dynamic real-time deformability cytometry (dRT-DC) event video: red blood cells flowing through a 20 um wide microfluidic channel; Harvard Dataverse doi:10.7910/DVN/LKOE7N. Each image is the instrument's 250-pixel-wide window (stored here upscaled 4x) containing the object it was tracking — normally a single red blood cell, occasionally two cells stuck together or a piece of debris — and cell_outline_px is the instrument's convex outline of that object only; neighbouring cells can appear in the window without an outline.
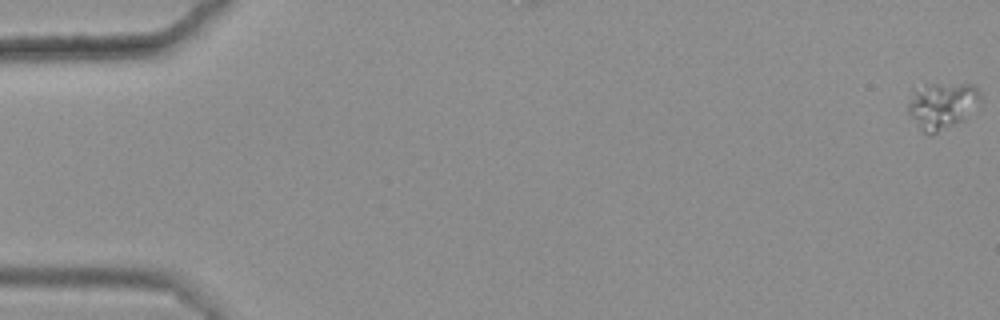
{"species": "common noctule bat (a hibernating species)", "species_latin": "Nyctalus noctula", "temperature_condition": "warm", "stored_images_in_passage": 53, "camera_frame_rate_fps": 3000, "um_per_image_px": 0.085, "animal": {"sex": "female", "body_mass_g": 25.1}, "frame": {"image": 1, "passage_image": 1, "time_ms": 0.0, "image_size_px": [1000, 320], "cell_outline_px": [[980, 100], [964, 120], [936, 132], [924, 132], [920, 128], [908, 112], [908, 104], [912, 88], [932, 84], [972, 84], [980, 92]], "centroid_in_image_um": [80.06, 8.93], "position_along_channel_um": 4.9, "area_um2": 19.25}}
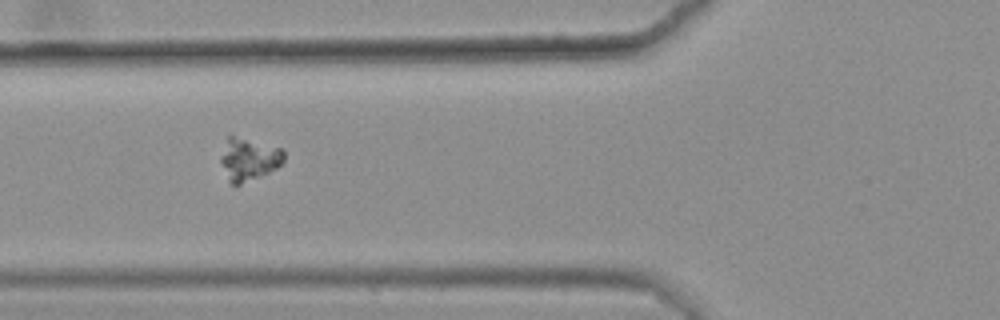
{"frame": {"image": 2, "passage_image": 23, "time_ms": 7.333, "image_size_px": [1000, 320], "cell_outline_px": [[284, 160], [276, 168], [260, 176], [240, 184], [232, 184], [228, 180], [220, 160], [228, 136], [232, 136], [284, 148]], "centroid_in_image_um": [21.17, 13.54], "position_along_channel_um": 104.6, "area_um2": 15.26}}
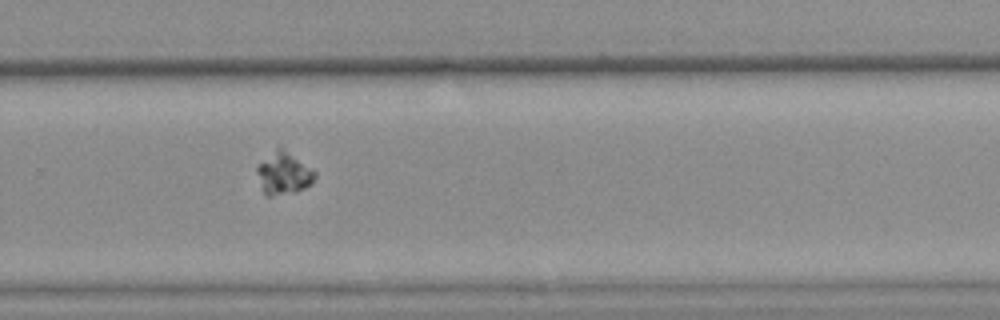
{"frame": {"image": 3, "passage_image": 40, "time_ms": 13.0, "image_size_px": [1000, 320], "cell_outline_px": [[316, 176], [304, 188], [296, 192], [268, 196], [264, 192], [256, 172], [256, 168], [280, 144], [312, 168], [316, 172]], "centroid_in_image_um": [24.13, 14.7], "position_along_channel_um": 305.7, "area_um2": 14.1}}